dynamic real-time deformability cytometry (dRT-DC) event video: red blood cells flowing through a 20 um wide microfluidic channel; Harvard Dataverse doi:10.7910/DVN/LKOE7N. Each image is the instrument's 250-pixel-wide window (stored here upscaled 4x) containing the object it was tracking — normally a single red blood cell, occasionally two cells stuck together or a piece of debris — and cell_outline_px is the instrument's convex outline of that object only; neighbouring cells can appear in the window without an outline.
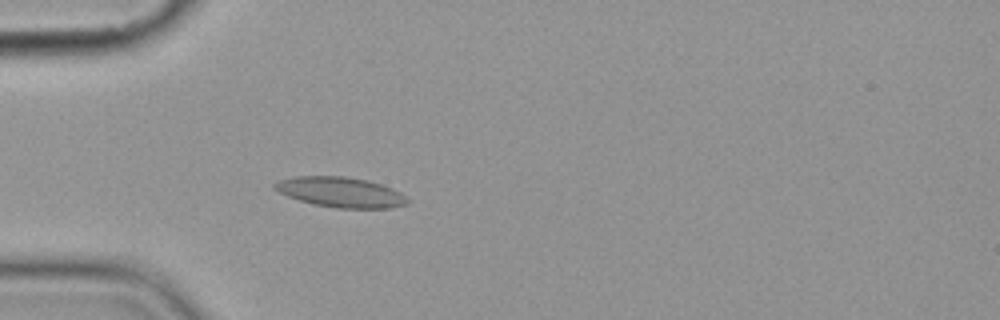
{"species": "common noctule bat (a hibernating species)", "species_latin": "Nyctalus noctula", "temperature_condition": "cold", "stored_images_in_passage": 4, "camera_frame_rate_fps": 3000, "um_per_image_px": 0.085, "animal": {"sex": "female", "body_mass_g": 19.9}, "frame": {"image": 1, "passage_image": 4, "time_ms": 3.667, "image_size_px": [1000, 320], "cell_outline_px": [[408, 204], [392, 208], [336, 208], [312, 204], [288, 196], [272, 188], [272, 184], [280, 180], [296, 176], [344, 176], [368, 180], [392, 188], [400, 192], [408, 200]], "centroid_in_image_um": [28.95, 16.33], "position_along_channel_um": 56.1, "area_um2": 23.35}}